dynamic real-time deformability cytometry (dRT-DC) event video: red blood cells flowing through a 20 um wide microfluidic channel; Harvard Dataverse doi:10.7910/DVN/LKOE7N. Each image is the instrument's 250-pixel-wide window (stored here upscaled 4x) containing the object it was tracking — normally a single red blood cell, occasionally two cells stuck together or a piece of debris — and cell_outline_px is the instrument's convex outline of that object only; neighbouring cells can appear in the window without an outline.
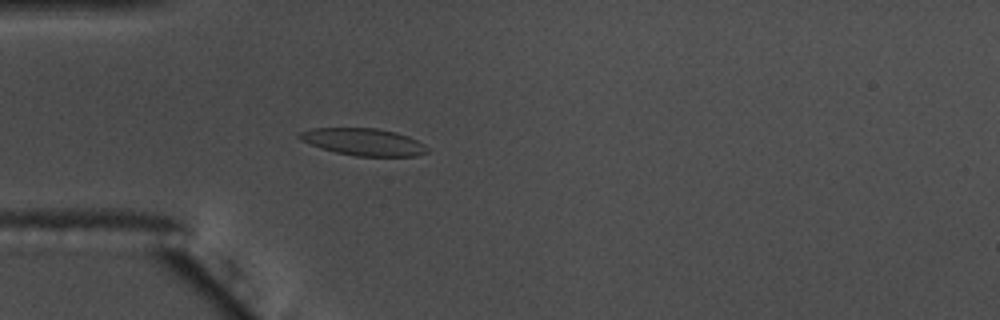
{"species": "common noctule bat (a hibernating species)", "species_latin": "Nyctalus noctula", "temperature_condition": "warm", "stored_images_in_passage": 43, "camera_frame_rate_fps": 3000, "um_per_image_px": 0.085, "animal": {"sex": "male", "body_mass_g": 17.5, "forearm_length_mm": 52.3}, "frame": {"image": 1, "passage_image": 3, "time_ms": 0.667, "image_size_px": [1000, 320], "cell_outline_px": [[428, 152], [416, 156], [356, 156], [336, 152], [320, 148], [300, 140], [296, 136], [300, 132], [312, 128], [376, 128], [396, 132], [408, 136], [424, 144], [428, 148]], "centroid_in_image_um": [30.88, 12.06], "position_along_channel_um": 54.1, "area_um2": 20.23}}
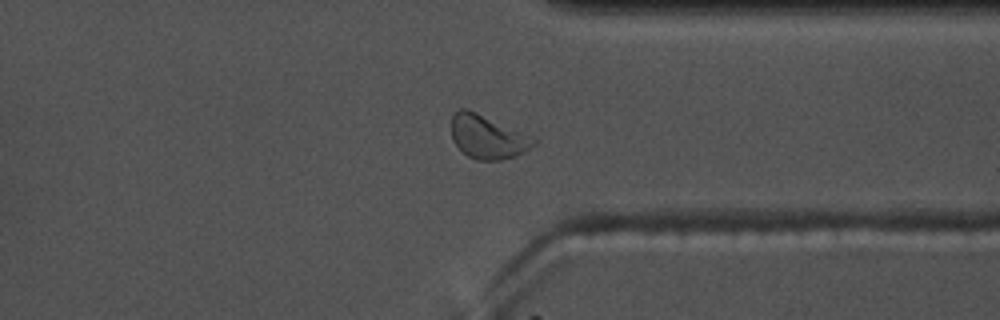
{"frame": {"image": 2, "passage_image": 30, "time_ms": 9.667, "image_size_px": [1000, 320], "cell_outline_px": [[536, 144], [524, 152], [516, 156], [500, 160], [476, 160], [468, 156], [452, 140], [452, 116], [460, 108], [468, 108], [536, 136]], "centroid_in_image_um": [41.5, 11.61], "position_along_channel_um": 369.9, "area_um2": 21.33}}
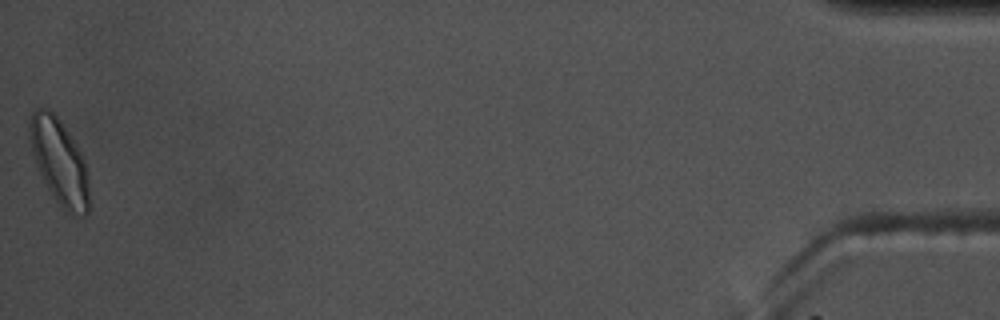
{"frame": {"image": 3, "passage_image": 43, "time_ms": 14.0, "image_size_px": [1000, 320], "cell_outline_px": [[88, 212], [84, 216], [72, 216], [64, 212], [48, 188], [36, 164], [28, 140], [28, 124], [32, 112], [36, 108], [48, 108], [56, 116], [68, 132], [76, 144], [84, 160], [88, 172]], "centroid_in_image_um": [5.03, 13.75], "position_along_channel_um": 430.2, "area_um2": 29.71}, "authors_computed_cell_mechanics": {"area_um2": 20.1722, "velocity_mm_per_s": 3.6093, "shape_relaxation_time_tau1_ms": 8.2921, "shape_relaxation_time_tau2_ms": 2.0588, "deformation_change_tau1": 0.1595, "deformation_change_tau2": 0.0694}}